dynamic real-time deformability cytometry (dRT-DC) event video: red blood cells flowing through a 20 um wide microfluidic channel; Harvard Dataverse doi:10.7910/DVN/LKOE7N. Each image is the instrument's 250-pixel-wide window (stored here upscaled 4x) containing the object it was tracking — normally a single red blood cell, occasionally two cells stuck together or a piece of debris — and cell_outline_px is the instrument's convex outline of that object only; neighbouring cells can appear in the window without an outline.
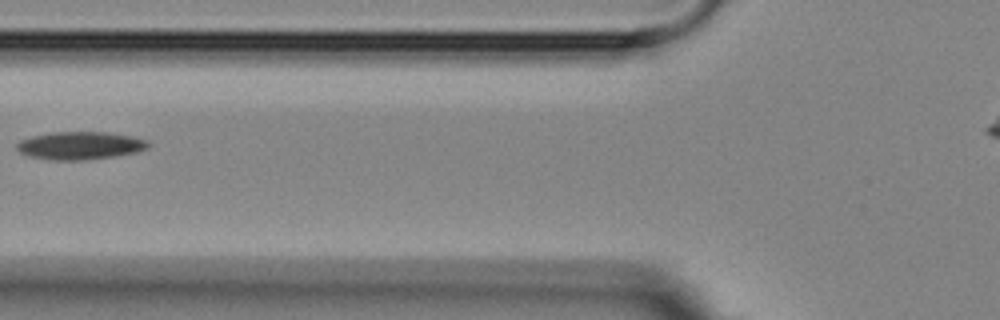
{"species": "Egyptian fruit bat (a non-hibernating species)", "species_latin": "Rousettus aegyptiacus", "temperature_condition": "room temperature", "stored_images_in_passage": 4, "camera_frame_rate_fps": 3000, "um_per_image_px": 0.085, "animal": {"sex": "female"}, "frame": {"image": 1, "passage_image": 4, "time_ms": 4.667, "image_size_px": [1000, 320], "cell_outline_px": [[152, 144], [148, 148], [136, 152], [116, 156], [84, 160], [52, 160], [28, 156], [20, 152], [16, 148], [16, 144], [20, 140], [32, 136], [52, 132], [108, 132], [148, 140]], "centroid_in_image_um": [6.81, 12.37], "position_along_channel_um": 119.0, "area_um2": 21.39}}